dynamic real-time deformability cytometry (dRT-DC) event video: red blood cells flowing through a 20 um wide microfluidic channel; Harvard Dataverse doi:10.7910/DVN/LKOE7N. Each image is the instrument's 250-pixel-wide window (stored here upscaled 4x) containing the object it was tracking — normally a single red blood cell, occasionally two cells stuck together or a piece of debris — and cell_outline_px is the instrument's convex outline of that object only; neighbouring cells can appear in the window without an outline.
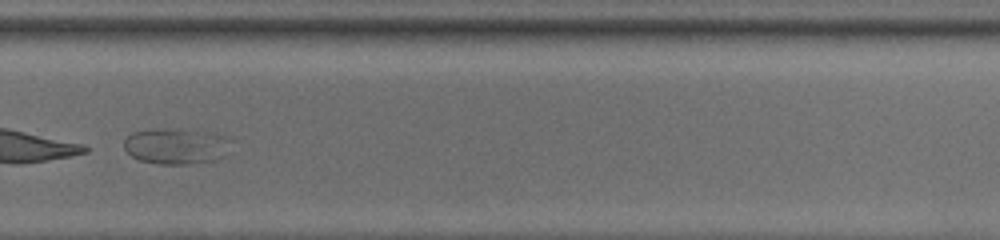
{"species": "common noctule bat (a hibernating species)", "species_latin": "Nyctalus noctula", "temperature_condition": "room temperature", "stored_images_in_passage": 37, "camera_frame_rate_fps": 3000, "um_per_image_px": 0.085, "animal": {"sex": "male", "body_mass_g": 13.0, "forearm_length_mm": 53.1}, "frame": {"image": 1, "passage_image": 32, "time_ms": 10.333, "image_size_px": [1000, 240], "cell_outline_px": [[232, 140], [212, 160], [188, 164], [160, 164], [140, 160], [132, 156], [124, 148], [124, 140], [132, 132], [216, 132], [228, 136]], "centroid_in_image_um": [14.93, 12.46], "position_along_channel_um": 314.9, "area_um2": 20.69}}
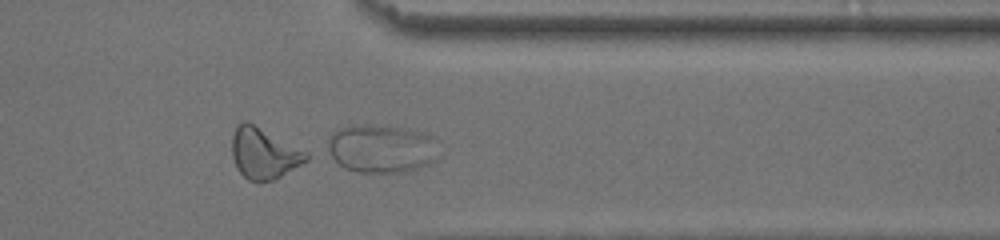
{"frame": {"image": 2, "passage_image": 37, "time_ms": 12.0, "image_size_px": [1000, 240], "cell_outline_px": [[440, 156], [436, 160], [420, 168], [400, 172], [356, 172], [344, 168], [332, 156], [328, 148], [328, 140], [332, 132], [348, 124], [360, 124], [400, 128], [420, 132], [428, 136]], "centroid_in_image_um": [32.37, 12.64], "position_along_channel_um": 379.0, "area_um2": 30.87}}